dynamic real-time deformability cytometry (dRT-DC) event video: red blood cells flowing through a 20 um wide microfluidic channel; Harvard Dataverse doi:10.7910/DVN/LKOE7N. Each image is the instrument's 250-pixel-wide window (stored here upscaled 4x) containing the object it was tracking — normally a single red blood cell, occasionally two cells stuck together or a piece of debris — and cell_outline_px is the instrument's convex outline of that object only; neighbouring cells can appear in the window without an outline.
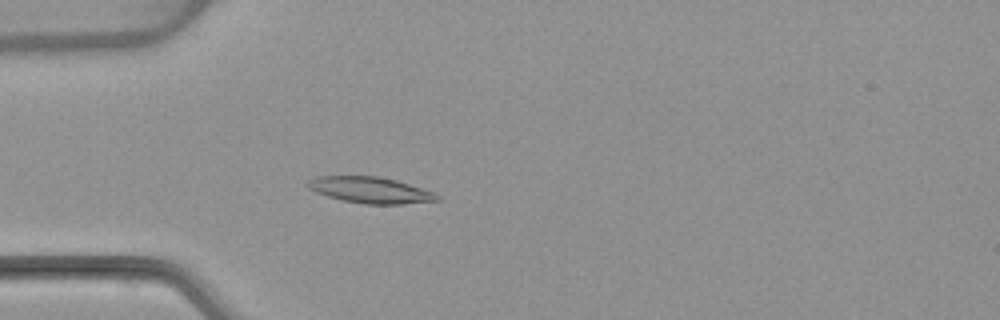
{"species": "common noctule bat (a hibernating species)", "species_latin": "Nyctalus noctula", "temperature_condition": "warm", "stored_images_in_passage": 42, "camera_frame_rate_fps": 3000, "um_per_image_px": 0.085, "animal": {"sex": "female", "body_mass_g": 22.7, "forearm_length_mm": 54.2}, "frame": {"image": 1, "passage_image": 4, "time_ms": 1.0, "image_size_px": [1000, 320], "cell_outline_px": [[440, 200], [404, 204], [364, 204], [340, 200], [316, 192], [308, 188], [304, 184], [308, 180], [316, 176], [376, 176], [396, 180], [436, 192], [440, 196]], "centroid_in_image_um": [31.48, 16.16], "position_along_channel_um": 53.5, "area_um2": 19.94}}
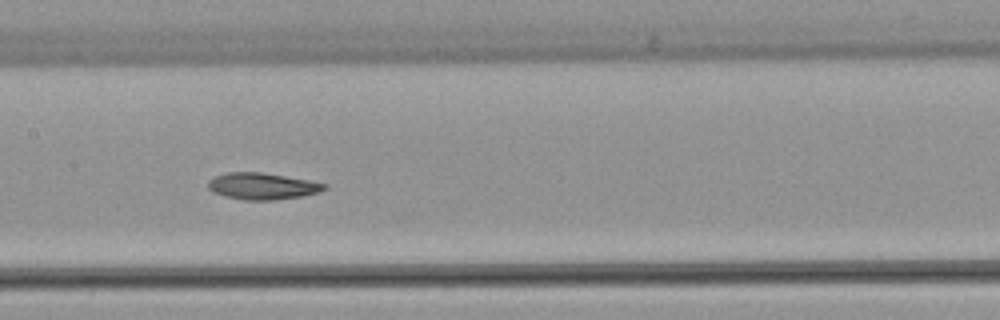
{"frame": {"image": 2, "passage_image": 15, "time_ms": 4.667, "image_size_px": [1000, 320], "cell_outline_px": [[328, 188], [320, 192], [304, 196], [276, 200], [244, 200], [212, 192], [208, 188], [208, 180], [216, 176], [228, 172], [260, 172], [308, 180], [328, 184]], "centroid_in_image_um": [22.34, 15.83], "position_along_channel_um": 185.1, "area_um2": 18.03}}
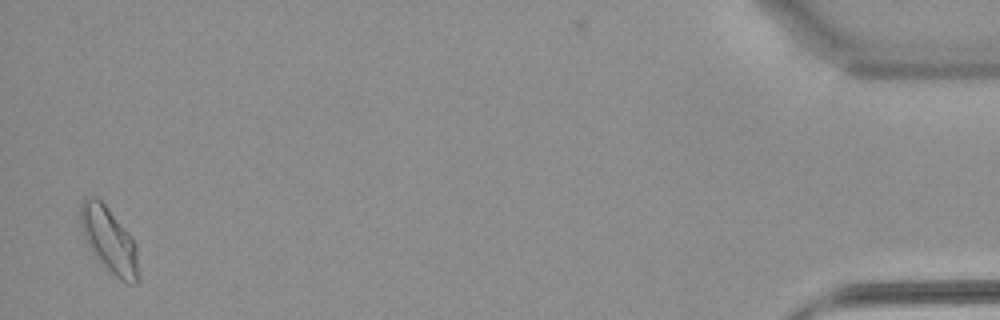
{"frame": {"image": 3, "passage_image": 41, "time_ms": 13.333, "image_size_px": [1000, 320], "cell_outline_px": [[140, 280], [136, 284], [128, 284], [120, 280], [92, 252], [84, 236], [80, 224], [80, 204], [84, 196], [96, 196], [104, 204], [128, 232], [136, 244], [140, 276]], "centroid_in_image_um": [9.3, 20.41], "position_along_channel_um": 425.9, "area_um2": 22.02}, "authors_computed_cell_mechanics": {"area_um2": 18.3226, "velocity_mm_per_s": 3.8119, "shape_relaxation_time_tau1_ms": 8.6019, "shape_relaxation_time_tau2_ms": null, "deformation_change_tau1": 0.1929, "deformation_change_tau2": null}}